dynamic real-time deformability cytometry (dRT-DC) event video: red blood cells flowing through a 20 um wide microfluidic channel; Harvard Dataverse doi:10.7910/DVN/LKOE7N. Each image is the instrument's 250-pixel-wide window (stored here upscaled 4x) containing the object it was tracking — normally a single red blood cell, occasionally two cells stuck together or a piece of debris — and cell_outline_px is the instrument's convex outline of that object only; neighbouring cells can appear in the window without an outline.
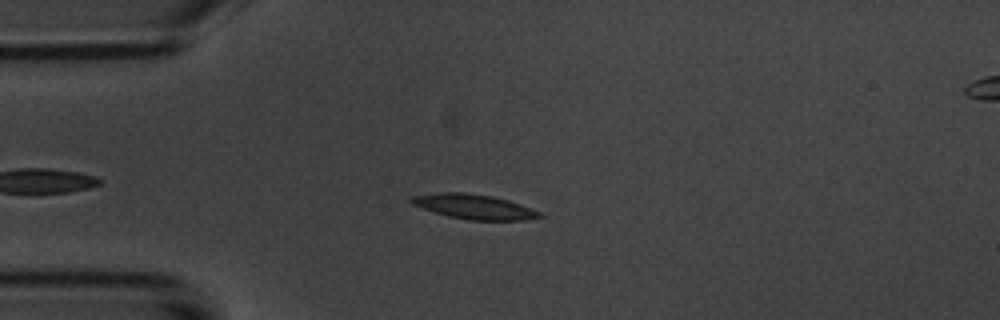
{"species": "common noctule bat (a hibernating species)", "species_latin": "Nyctalus noctula", "temperature_condition": "room temperature", "stored_images_in_passage": 8, "camera_frame_rate_fps": 3000, "um_per_image_px": 0.085, "animal": {"sex": "male", "body_mass_g": 20.1, "forearm_length_mm": 53.5}, "frame": {"image": 1, "passage_image": 3, "time_ms": 2.333, "image_size_px": [1000, 320], "cell_outline_px": [[544, 216], [524, 220], [468, 220], [448, 216], [412, 204], [408, 200], [412, 196], [440, 192], [464, 192], [492, 196], [508, 200], [520, 204], [540, 212]], "centroid_in_image_um": [40.29, 17.56], "position_along_channel_um": 44.7, "area_um2": 18.32}}
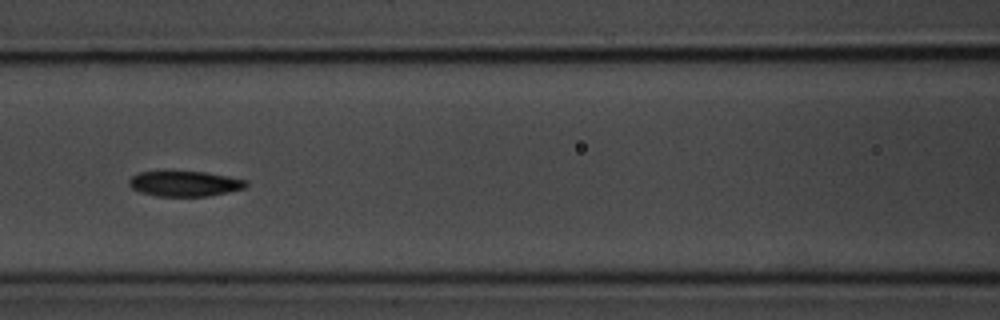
{"frame": {"image": 2, "passage_image": 6, "time_ms": 5.667, "image_size_px": [1000, 320], "cell_outline_px": [[248, 184], [244, 188], [208, 196], [156, 196], [140, 192], [132, 188], [128, 184], [128, 180], [132, 176], [140, 172], [164, 168], [204, 172], [228, 176], [248, 180]], "centroid_in_image_um": [15.63, 15.56], "position_along_channel_um": 151.0, "area_um2": 18.03}}
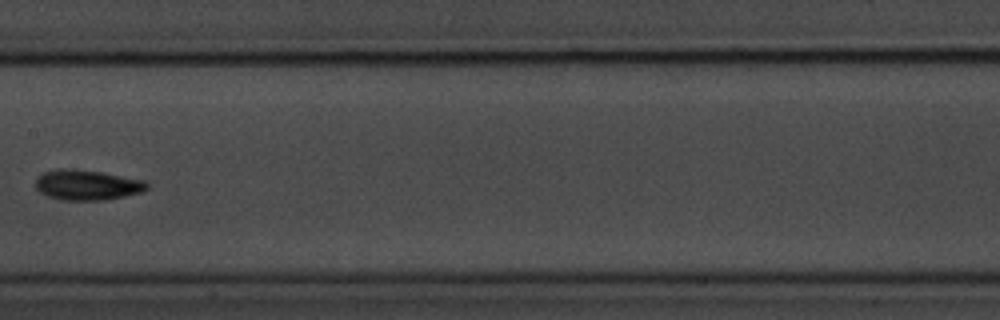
{"frame": {"image": 3, "passage_image": 7, "time_ms": 7.0, "image_size_px": [1000, 320], "cell_outline_px": [[148, 188], [140, 192], [124, 196], [104, 200], [60, 200], [48, 196], [40, 192], [36, 188], [36, 180], [44, 172], [56, 168], [72, 168], [100, 172], [144, 180], [148, 184]], "centroid_in_image_um": [7.38, 15.72], "position_along_channel_um": 200.0, "area_um2": 19.54}}